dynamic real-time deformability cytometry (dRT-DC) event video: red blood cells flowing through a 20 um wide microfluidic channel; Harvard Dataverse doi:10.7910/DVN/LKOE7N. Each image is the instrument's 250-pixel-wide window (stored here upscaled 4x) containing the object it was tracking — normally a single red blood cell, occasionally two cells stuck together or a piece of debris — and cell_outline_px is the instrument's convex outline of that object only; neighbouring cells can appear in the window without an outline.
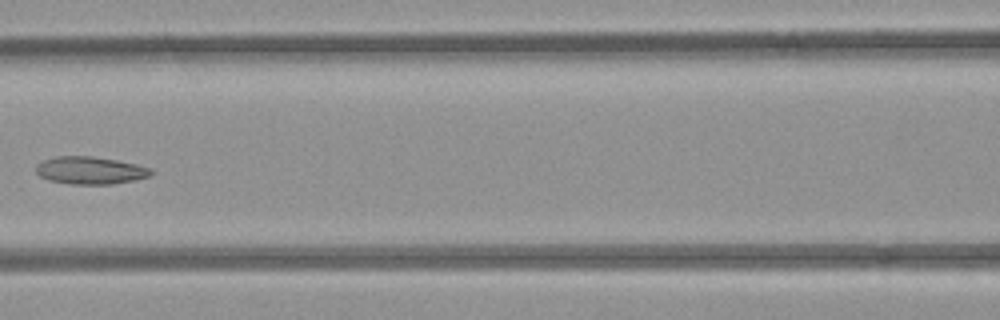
{"species": "common noctule bat (a hibernating species)", "species_latin": "Nyctalus noctula", "temperature_condition": "room temperature", "stored_images_in_passage": 5, "camera_frame_rate_fps": 3000, "um_per_image_px": 0.085, "animal": {"sex": "female", "body_mass_g": 21.9}, "frame": {"image": 1, "passage_image": 4, "time_ms": 3.667, "image_size_px": [1000, 320], "cell_outline_px": [[156, 172], [152, 176], [136, 180], [112, 184], [72, 184], [48, 180], [40, 176], [36, 172], [36, 164], [44, 160], [56, 156], [92, 156], [116, 160], [136, 164], [152, 168]], "centroid_in_image_um": [7.72, 14.48], "position_along_channel_um": 158.9, "area_um2": 18.67}}
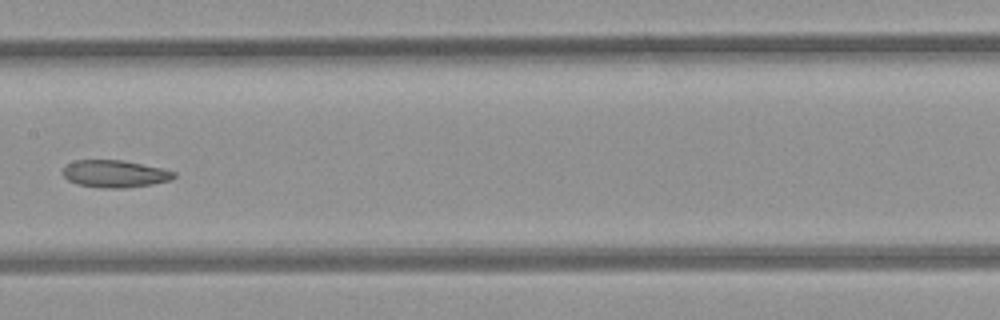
{"frame": {"image": 2, "passage_image": 5, "time_ms": 4.667, "image_size_px": [1000, 320], "cell_outline_px": [[176, 176], [172, 180], [152, 184], [124, 188], [100, 188], [76, 184], [68, 180], [60, 172], [64, 164], [76, 160], [124, 160], [164, 168], [176, 172]], "centroid_in_image_um": [9.74, 14.76], "position_along_channel_um": 197.7, "area_um2": 18.09}}